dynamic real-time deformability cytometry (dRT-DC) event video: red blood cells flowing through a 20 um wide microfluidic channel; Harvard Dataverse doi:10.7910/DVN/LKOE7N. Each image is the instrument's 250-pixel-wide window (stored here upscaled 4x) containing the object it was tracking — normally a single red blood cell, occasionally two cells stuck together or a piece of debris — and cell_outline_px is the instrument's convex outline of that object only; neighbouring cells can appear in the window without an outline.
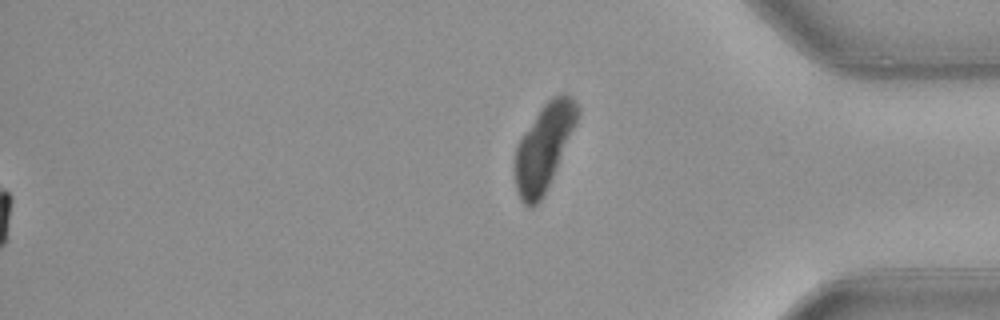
{"species": "common noctule bat (a hibernating species)", "species_latin": "Nyctalus noctula", "temperature_condition": "warm", "stored_images_in_passage": 53, "segment_of_instrument_passage": [2, 2], "camera_frame_rate_fps": 3000, "um_per_image_px": 0.085, "animal": {"sex": "female", "body_mass_g": 21.9}, "frame": {"image": 1, "passage_image": 53, "time_ms": 17.333, "image_size_px": [1000, 320], "cell_outline_px": [[580, 112], [576, 124], [544, 196], [532, 208], [528, 208], [520, 200], [516, 192], [512, 168], [516, 148], [520, 140], [540, 108], [552, 96], [560, 92], [564, 92], [572, 96], [580, 108]], "centroid_in_image_um": [46.21, 12.53], "position_along_channel_um": 389.0, "area_um2": 31.67}}